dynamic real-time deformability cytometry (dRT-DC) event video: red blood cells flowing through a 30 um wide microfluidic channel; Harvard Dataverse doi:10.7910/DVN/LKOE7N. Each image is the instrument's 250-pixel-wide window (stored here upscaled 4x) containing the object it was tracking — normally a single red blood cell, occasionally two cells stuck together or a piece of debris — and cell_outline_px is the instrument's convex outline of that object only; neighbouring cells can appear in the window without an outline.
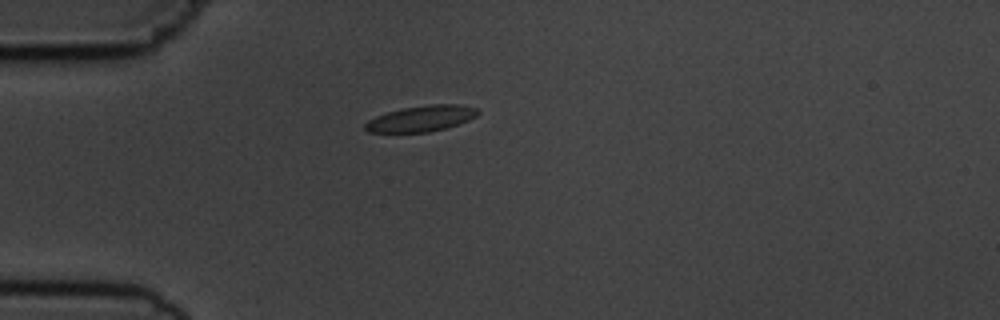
{"species": "common noctule bat (a hibernating species)", "species_latin": "Nyctalus noctula", "temperature_condition": "cold", "stored_images_in_passage": 1, "camera_frame_rate_fps": 3000, "um_per_image_px": 0.085, "animal": {"sex": "male", "body_mass_g": 19.5, "forearm_length_mm": 54.6}, "frame": {"image": 1, "passage_image": 1, "time_ms": 0.0, "image_size_px": [1000, 320], "cell_outline_px": [[480, 112], [476, 116], [468, 120], [444, 128], [428, 132], [368, 132], [364, 128], [364, 124], [368, 120], [376, 116], [388, 112], [404, 108], [428, 104], [460, 104], [476, 108]], "centroid_in_image_um": [35.8, 10.07], "position_along_channel_um": 49.2, "area_um2": 16.82}}